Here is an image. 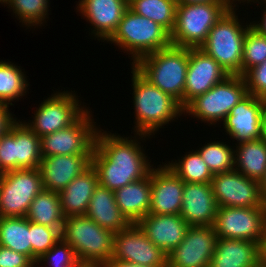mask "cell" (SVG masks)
Masks as SVG:
<instances>
[{"label": "cell", "instance_id": "6da1fadb", "mask_svg": "<svg viewBox=\"0 0 266 267\" xmlns=\"http://www.w3.org/2000/svg\"><path fill=\"white\" fill-rule=\"evenodd\" d=\"M107 130L101 127L97 130L91 165L97 172L99 185L115 191L145 178L157 163L152 164L146 153L145 142L151 136L142 133L127 136L126 133L125 137V134Z\"/></svg>", "mask_w": 266, "mask_h": 267}, {"label": "cell", "instance_id": "7a4b0ae2", "mask_svg": "<svg viewBox=\"0 0 266 267\" xmlns=\"http://www.w3.org/2000/svg\"><path fill=\"white\" fill-rule=\"evenodd\" d=\"M131 69L132 105L134 125L131 133H142L155 138L159 130L178 122L184 108L170 95L146 80L133 66ZM178 120V121H176ZM166 125V127H164Z\"/></svg>", "mask_w": 266, "mask_h": 267}, {"label": "cell", "instance_id": "3957f363", "mask_svg": "<svg viewBox=\"0 0 266 267\" xmlns=\"http://www.w3.org/2000/svg\"><path fill=\"white\" fill-rule=\"evenodd\" d=\"M242 5L232 6L212 27L201 49L211 56L229 75L242 76L243 43L251 19L240 17ZM241 18V19H239Z\"/></svg>", "mask_w": 266, "mask_h": 267}, {"label": "cell", "instance_id": "277c9868", "mask_svg": "<svg viewBox=\"0 0 266 267\" xmlns=\"http://www.w3.org/2000/svg\"><path fill=\"white\" fill-rule=\"evenodd\" d=\"M126 53L133 66L142 57L171 46L170 33L153 20L133 12L125 11L117 30L106 42ZM122 50V51H121Z\"/></svg>", "mask_w": 266, "mask_h": 267}, {"label": "cell", "instance_id": "5b68a950", "mask_svg": "<svg viewBox=\"0 0 266 267\" xmlns=\"http://www.w3.org/2000/svg\"><path fill=\"white\" fill-rule=\"evenodd\" d=\"M189 48L169 46L139 59L133 67L151 84L170 95L184 108Z\"/></svg>", "mask_w": 266, "mask_h": 267}, {"label": "cell", "instance_id": "8992f818", "mask_svg": "<svg viewBox=\"0 0 266 267\" xmlns=\"http://www.w3.org/2000/svg\"><path fill=\"white\" fill-rule=\"evenodd\" d=\"M231 1L202 4L177 3L175 26L170 34L176 47L200 48L219 19L232 7Z\"/></svg>", "mask_w": 266, "mask_h": 267}, {"label": "cell", "instance_id": "52a82bcc", "mask_svg": "<svg viewBox=\"0 0 266 267\" xmlns=\"http://www.w3.org/2000/svg\"><path fill=\"white\" fill-rule=\"evenodd\" d=\"M115 233L86 215L65 217L61 238L75 251L80 263L105 264L113 256Z\"/></svg>", "mask_w": 266, "mask_h": 267}, {"label": "cell", "instance_id": "ba28073f", "mask_svg": "<svg viewBox=\"0 0 266 267\" xmlns=\"http://www.w3.org/2000/svg\"><path fill=\"white\" fill-rule=\"evenodd\" d=\"M247 94L243 76L229 75L206 93L191 100L184 107V116L182 117L189 116L204 125L219 127L220 122L225 120L231 109Z\"/></svg>", "mask_w": 266, "mask_h": 267}, {"label": "cell", "instance_id": "9c48e42d", "mask_svg": "<svg viewBox=\"0 0 266 267\" xmlns=\"http://www.w3.org/2000/svg\"><path fill=\"white\" fill-rule=\"evenodd\" d=\"M53 90L32 112V119L22 122L38 137L54 133L73 124L89 107L84 105L77 91ZM80 97V98H79ZM36 109V110H35Z\"/></svg>", "mask_w": 266, "mask_h": 267}, {"label": "cell", "instance_id": "30bf717a", "mask_svg": "<svg viewBox=\"0 0 266 267\" xmlns=\"http://www.w3.org/2000/svg\"><path fill=\"white\" fill-rule=\"evenodd\" d=\"M18 118L0 136V168L3 173L38 168L41 163L40 137Z\"/></svg>", "mask_w": 266, "mask_h": 267}, {"label": "cell", "instance_id": "8fae6325", "mask_svg": "<svg viewBox=\"0 0 266 267\" xmlns=\"http://www.w3.org/2000/svg\"><path fill=\"white\" fill-rule=\"evenodd\" d=\"M92 108H88L73 124L40 138L42 157L54 155L92 154L98 128Z\"/></svg>", "mask_w": 266, "mask_h": 267}, {"label": "cell", "instance_id": "7c38bea8", "mask_svg": "<svg viewBox=\"0 0 266 267\" xmlns=\"http://www.w3.org/2000/svg\"><path fill=\"white\" fill-rule=\"evenodd\" d=\"M43 189L38 168L5 172L0 177V217H25Z\"/></svg>", "mask_w": 266, "mask_h": 267}, {"label": "cell", "instance_id": "4fadbf2b", "mask_svg": "<svg viewBox=\"0 0 266 267\" xmlns=\"http://www.w3.org/2000/svg\"><path fill=\"white\" fill-rule=\"evenodd\" d=\"M218 238L261 243L266 235V204L262 207H218L213 225Z\"/></svg>", "mask_w": 266, "mask_h": 267}, {"label": "cell", "instance_id": "5bb4252c", "mask_svg": "<svg viewBox=\"0 0 266 267\" xmlns=\"http://www.w3.org/2000/svg\"><path fill=\"white\" fill-rule=\"evenodd\" d=\"M214 198L218 207H262L266 204L259 182L235 169L216 173L211 179Z\"/></svg>", "mask_w": 266, "mask_h": 267}, {"label": "cell", "instance_id": "9a60e30c", "mask_svg": "<svg viewBox=\"0 0 266 267\" xmlns=\"http://www.w3.org/2000/svg\"><path fill=\"white\" fill-rule=\"evenodd\" d=\"M167 254L151 242L137 223L115 233L112 258L152 267H167Z\"/></svg>", "mask_w": 266, "mask_h": 267}, {"label": "cell", "instance_id": "2e32d148", "mask_svg": "<svg viewBox=\"0 0 266 267\" xmlns=\"http://www.w3.org/2000/svg\"><path fill=\"white\" fill-rule=\"evenodd\" d=\"M217 240L213 226H190L183 241L167 254V267H209Z\"/></svg>", "mask_w": 266, "mask_h": 267}, {"label": "cell", "instance_id": "e0dca14e", "mask_svg": "<svg viewBox=\"0 0 266 267\" xmlns=\"http://www.w3.org/2000/svg\"><path fill=\"white\" fill-rule=\"evenodd\" d=\"M75 8L81 19L90 25V39L105 43L117 30L128 9V0H82Z\"/></svg>", "mask_w": 266, "mask_h": 267}, {"label": "cell", "instance_id": "ac0fdd59", "mask_svg": "<svg viewBox=\"0 0 266 267\" xmlns=\"http://www.w3.org/2000/svg\"><path fill=\"white\" fill-rule=\"evenodd\" d=\"M264 99L252 94H247L238 104H236L227 115L225 120L220 123L222 131L235 142L253 141L263 138L262 133V108Z\"/></svg>", "mask_w": 266, "mask_h": 267}, {"label": "cell", "instance_id": "d6986e66", "mask_svg": "<svg viewBox=\"0 0 266 267\" xmlns=\"http://www.w3.org/2000/svg\"><path fill=\"white\" fill-rule=\"evenodd\" d=\"M229 74L201 48H189V63L184 90V107L195 97L224 81Z\"/></svg>", "mask_w": 266, "mask_h": 267}, {"label": "cell", "instance_id": "ffe728a7", "mask_svg": "<svg viewBox=\"0 0 266 267\" xmlns=\"http://www.w3.org/2000/svg\"><path fill=\"white\" fill-rule=\"evenodd\" d=\"M162 163V164H161ZM184 181L163 161L151 170V205L149 214H180Z\"/></svg>", "mask_w": 266, "mask_h": 267}, {"label": "cell", "instance_id": "44dd1931", "mask_svg": "<svg viewBox=\"0 0 266 267\" xmlns=\"http://www.w3.org/2000/svg\"><path fill=\"white\" fill-rule=\"evenodd\" d=\"M92 154L42 157L38 165L44 189L59 193L91 165Z\"/></svg>", "mask_w": 266, "mask_h": 267}, {"label": "cell", "instance_id": "7402d4cb", "mask_svg": "<svg viewBox=\"0 0 266 267\" xmlns=\"http://www.w3.org/2000/svg\"><path fill=\"white\" fill-rule=\"evenodd\" d=\"M217 210L211 183L184 182L180 215L189 226H213Z\"/></svg>", "mask_w": 266, "mask_h": 267}, {"label": "cell", "instance_id": "603a6c76", "mask_svg": "<svg viewBox=\"0 0 266 267\" xmlns=\"http://www.w3.org/2000/svg\"><path fill=\"white\" fill-rule=\"evenodd\" d=\"M137 224L147 238L166 254H169L183 241L186 231L190 227L180 214L148 213Z\"/></svg>", "mask_w": 266, "mask_h": 267}, {"label": "cell", "instance_id": "cb8c5ba5", "mask_svg": "<svg viewBox=\"0 0 266 267\" xmlns=\"http://www.w3.org/2000/svg\"><path fill=\"white\" fill-rule=\"evenodd\" d=\"M260 244L248 240L218 238L209 267H258Z\"/></svg>", "mask_w": 266, "mask_h": 267}, {"label": "cell", "instance_id": "d4e9b609", "mask_svg": "<svg viewBox=\"0 0 266 267\" xmlns=\"http://www.w3.org/2000/svg\"><path fill=\"white\" fill-rule=\"evenodd\" d=\"M98 184L97 172L90 165L60 191L58 194L64 216L86 215L90 199Z\"/></svg>", "mask_w": 266, "mask_h": 267}, {"label": "cell", "instance_id": "484cf974", "mask_svg": "<svg viewBox=\"0 0 266 267\" xmlns=\"http://www.w3.org/2000/svg\"><path fill=\"white\" fill-rule=\"evenodd\" d=\"M115 201L122 214L131 223H138L149 213L151 205V171L140 180L114 191Z\"/></svg>", "mask_w": 266, "mask_h": 267}, {"label": "cell", "instance_id": "4316f807", "mask_svg": "<svg viewBox=\"0 0 266 267\" xmlns=\"http://www.w3.org/2000/svg\"><path fill=\"white\" fill-rule=\"evenodd\" d=\"M86 216L114 233L124 230L131 224L117 206L114 191L99 184L90 199Z\"/></svg>", "mask_w": 266, "mask_h": 267}, {"label": "cell", "instance_id": "83f0119b", "mask_svg": "<svg viewBox=\"0 0 266 267\" xmlns=\"http://www.w3.org/2000/svg\"><path fill=\"white\" fill-rule=\"evenodd\" d=\"M234 145V169L260 182L266 171V138Z\"/></svg>", "mask_w": 266, "mask_h": 267}, {"label": "cell", "instance_id": "f1b7e54d", "mask_svg": "<svg viewBox=\"0 0 266 267\" xmlns=\"http://www.w3.org/2000/svg\"><path fill=\"white\" fill-rule=\"evenodd\" d=\"M22 68L9 59L0 60V103L14 106V102L24 100L23 97L29 94L31 85L25 69Z\"/></svg>", "mask_w": 266, "mask_h": 267}, {"label": "cell", "instance_id": "f546056e", "mask_svg": "<svg viewBox=\"0 0 266 267\" xmlns=\"http://www.w3.org/2000/svg\"><path fill=\"white\" fill-rule=\"evenodd\" d=\"M25 217L35 224L63 228L65 216L59 194L43 189L31 202Z\"/></svg>", "mask_w": 266, "mask_h": 267}, {"label": "cell", "instance_id": "4dcf8cb0", "mask_svg": "<svg viewBox=\"0 0 266 267\" xmlns=\"http://www.w3.org/2000/svg\"><path fill=\"white\" fill-rule=\"evenodd\" d=\"M0 246L31 260V222L26 217H0Z\"/></svg>", "mask_w": 266, "mask_h": 267}, {"label": "cell", "instance_id": "1f68e13d", "mask_svg": "<svg viewBox=\"0 0 266 267\" xmlns=\"http://www.w3.org/2000/svg\"><path fill=\"white\" fill-rule=\"evenodd\" d=\"M163 163L184 182L211 183L213 174L196 149L184 152L176 160L171 158Z\"/></svg>", "mask_w": 266, "mask_h": 267}, {"label": "cell", "instance_id": "d6a6232c", "mask_svg": "<svg viewBox=\"0 0 266 267\" xmlns=\"http://www.w3.org/2000/svg\"><path fill=\"white\" fill-rule=\"evenodd\" d=\"M50 4V0H9L6 8L19 20L21 27L33 31L47 24Z\"/></svg>", "mask_w": 266, "mask_h": 267}, {"label": "cell", "instance_id": "836d02e7", "mask_svg": "<svg viewBox=\"0 0 266 267\" xmlns=\"http://www.w3.org/2000/svg\"><path fill=\"white\" fill-rule=\"evenodd\" d=\"M177 3L176 0H128V7L158 23L171 34L175 26Z\"/></svg>", "mask_w": 266, "mask_h": 267}, {"label": "cell", "instance_id": "e575fe53", "mask_svg": "<svg viewBox=\"0 0 266 267\" xmlns=\"http://www.w3.org/2000/svg\"><path fill=\"white\" fill-rule=\"evenodd\" d=\"M211 140H207L199 149L196 147L211 173L214 175L234 170V144L231 146V140Z\"/></svg>", "mask_w": 266, "mask_h": 267}, {"label": "cell", "instance_id": "d590c367", "mask_svg": "<svg viewBox=\"0 0 266 267\" xmlns=\"http://www.w3.org/2000/svg\"><path fill=\"white\" fill-rule=\"evenodd\" d=\"M266 61V36L250 26L243 43L242 76L251 68Z\"/></svg>", "mask_w": 266, "mask_h": 267}, {"label": "cell", "instance_id": "8d00e7d4", "mask_svg": "<svg viewBox=\"0 0 266 267\" xmlns=\"http://www.w3.org/2000/svg\"><path fill=\"white\" fill-rule=\"evenodd\" d=\"M39 267H76L80 261L73 248L62 238L37 260Z\"/></svg>", "mask_w": 266, "mask_h": 267}, {"label": "cell", "instance_id": "74e56055", "mask_svg": "<svg viewBox=\"0 0 266 267\" xmlns=\"http://www.w3.org/2000/svg\"><path fill=\"white\" fill-rule=\"evenodd\" d=\"M62 228H52L31 222V261L38 260L61 238Z\"/></svg>", "mask_w": 266, "mask_h": 267}, {"label": "cell", "instance_id": "f35d334b", "mask_svg": "<svg viewBox=\"0 0 266 267\" xmlns=\"http://www.w3.org/2000/svg\"><path fill=\"white\" fill-rule=\"evenodd\" d=\"M243 78L249 94L266 100V61L249 69Z\"/></svg>", "mask_w": 266, "mask_h": 267}, {"label": "cell", "instance_id": "ab89813d", "mask_svg": "<svg viewBox=\"0 0 266 267\" xmlns=\"http://www.w3.org/2000/svg\"><path fill=\"white\" fill-rule=\"evenodd\" d=\"M31 262L26 255L0 246V267H26Z\"/></svg>", "mask_w": 266, "mask_h": 267}, {"label": "cell", "instance_id": "60d3db41", "mask_svg": "<svg viewBox=\"0 0 266 267\" xmlns=\"http://www.w3.org/2000/svg\"><path fill=\"white\" fill-rule=\"evenodd\" d=\"M16 118L14 112L10 110V106L0 103V136Z\"/></svg>", "mask_w": 266, "mask_h": 267}, {"label": "cell", "instance_id": "b9f144b4", "mask_svg": "<svg viewBox=\"0 0 266 267\" xmlns=\"http://www.w3.org/2000/svg\"><path fill=\"white\" fill-rule=\"evenodd\" d=\"M245 4L247 5V7L249 6V4H250V6L257 4L256 5L257 9H259L260 6H262V7L264 6L263 7L264 9H262V7H261V11H259V12L263 13L262 15H260L261 17L260 16L258 17V19L259 18L260 19L258 20L256 17L253 18L252 19L253 21L251 20V26L254 29H256L260 34L266 36V4H261V3H245ZM254 19H257V20H254Z\"/></svg>", "mask_w": 266, "mask_h": 267}, {"label": "cell", "instance_id": "7bdbcfd3", "mask_svg": "<svg viewBox=\"0 0 266 267\" xmlns=\"http://www.w3.org/2000/svg\"><path fill=\"white\" fill-rule=\"evenodd\" d=\"M104 267H152V266H144L142 264L118 261L113 258H110L105 264Z\"/></svg>", "mask_w": 266, "mask_h": 267}, {"label": "cell", "instance_id": "ee69618b", "mask_svg": "<svg viewBox=\"0 0 266 267\" xmlns=\"http://www.w3.org/2000/svg\"><path fill=\"white\" fill-rule=\"evenodd\" d=\"M260 266L266 267V235L260 243Z\"/></svg>", "mask_w": 266, "mask_h": 267}, {"label": "cell", "instance_id": "f6af8a7d", "mask_svg": "<svg viewBox=\"0 0 266 267\" xmlns=\"http://www.w3.org/2000/svg\"><path fill=\"white\" fill-rule=\"evenodd\" d=\"M214 1H230V0H178L177 2L183 4H202Z\"/></svg>", "mask_w": 266, "mask_h": 267}, {"label": "cell", "instance_id": "bcb514c9", "mask_svg": "<svg viewBox=\"0 0 266 267\" xmlns=\"http://www.w3.org/2000/svg\"><path fill=\"white\" fill-rule=\"evenodd\" d=\"M262 133L266 138V100H264L263 108H262Z\"/></svg>", "mask_w": 266, "mask_h": 267}, {"label": "cell", "instance_id": "7dc6e473", "mask_svg": "<svg viewBox=\"0 0 266 267\" xmlns=\"http://www.w3.org/2000/svg\"><path fill=\"white\" fill-rule=\"evenodd\" d=\"M259 186L263 197L266 199V171L263 178L259 182Z\"/></svg>", "mask_w": 266, "mask_h": 267}, {"label": "cell", "instance_id": "c3c4849f", "mask_svg": "<svg viewBox=\"0 0 266 267\" xmlns=\"http://www.w3.org/2000/svg\"><path fill=\"white\" fill-rule=\"evenodd\" d=\"M76 267H104V264H99V263H79Z\"/></svg>", "mask_w": 266, "mask_h": 267}, {"label": "cell", "instance_id": "681fc988", "mask_svg": "<svg viewBox=\"0 0 266 267\" xmlns=\"http://www.w3.org/2000/svg\"><path fill=\"white\" fill-rule=\"evenodd\" d=\"M234 5H243L245 6V3L248 1V0H230ZM242 3V4H241Z\"/></svg>", "mask_w": 266, "mask_h": 267}, {"label": "cell", "instance_id": "f907efd6", "mask_svg": "<svg viewBox=\"0 0 266 267\" xmlns=\"http://www.w3.org/2000/svg\"><path fill=\"white\" fill-rule=\"evenodd\" d=\"M246 3H261V4H266V0H248Z\"/></svg>", "mask_w": 266, "mask_h": 267}, {"label": "cell", "instance_id": "816d5d0a", "mask_svg": "<svg viewBox=\"0 0 266 267\" xmlns=\"http://www.w3.org/2000/svg\"><path fill=\"white\" fill-rule=\"evenodd\" d=\"M26 267H39L38 263L36 261H32L28 266Z\"/></svg>", "mask_w": 266, "mask_h": 267}, {"label": "cell", "instance_id": "f5cc1de1", "mask_svg": "<svg viewBox=\"0 0 266 267\" xmlns=\"http://www.w3.org/2000/svg\"><path fill=\"white\" fill-rule=\"evenodd\" d=\"M8 2L9 0H0V4H2V6L4 5V8L8 4Z\"/></svg>", "mask_w": 266, "mask_h": 267}, {"label": "cell", "instance_id": "db71d44e", "mask_svg": "<svg viewBox=\"0 0 266 267\" xmlns=\"http://www.w3.org/2000/svg\"><path fill=\"white\" fill-rule=\"evenodd\" d=\"M4 173L2 172L1 168H0V177L3 175Z\"/></svg>", "mask_w": 266, "mask_h": 267}]
</instances>
